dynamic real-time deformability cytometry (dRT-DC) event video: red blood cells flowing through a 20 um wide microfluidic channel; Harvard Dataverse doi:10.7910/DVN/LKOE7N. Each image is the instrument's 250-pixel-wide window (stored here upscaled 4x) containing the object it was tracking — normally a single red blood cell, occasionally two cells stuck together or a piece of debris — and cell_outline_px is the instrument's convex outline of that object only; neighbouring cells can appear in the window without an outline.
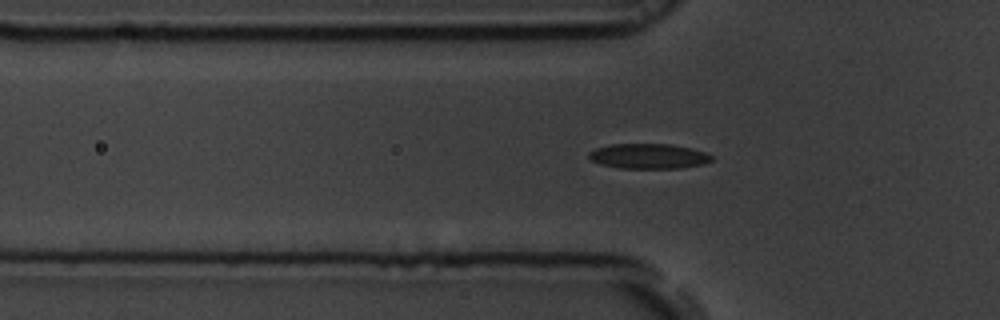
{"species": "common noctule bat (a hibernating species)", "species_latin": "Nyctalus noctula", "temperature_condition": "room temperature", "stored_images_in_passage": 43, "camera_frame_rate_fps": 3000, "um_per_image_px": 0.085, "animal": {"sex": "male", "body_mass_g": 19.5, "forearm_length_mm": 54.6}, "frame": {"image": 1, "passage_image": 12, "time_ms": 3.667, "image_size_px": [1000, 320], "cell_outline_px": [[712, 160], [704, 164], [680, 168], [620, 168], [600, 164], [592, 160], [588, 156], [588, 152], [596, 148], [608, 144], [668, 144], [688, 148], [704, 152], [712, 156]], "centroid_in_image_um": [55.09, 13.28], "position_along_channel_um": 70.7, "area_um2": 17.8}}
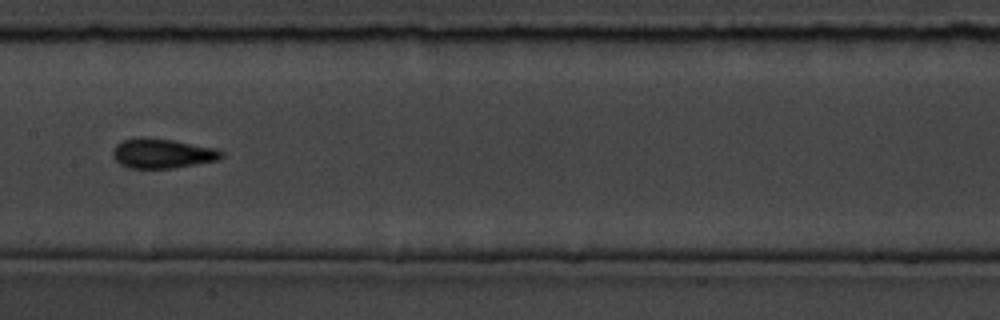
{"frame": {"image": 2, "passage_image": 22, "time_ms": 7.0, "image_size_px": [1000, 320], "cell_outline_px": [[224, 156], [216, 160], [176, 168], [128, 168], [120, 164], [112, 156], [112, 148], [116, 144], [124, 140], [140, 136], [144, 136], [172, 140], [216, 148], [224, 152]], "centroid_in_image_um": [13.77, 13.03], "position_along_channel_um": 193.6, "area_um2": 18.96}}
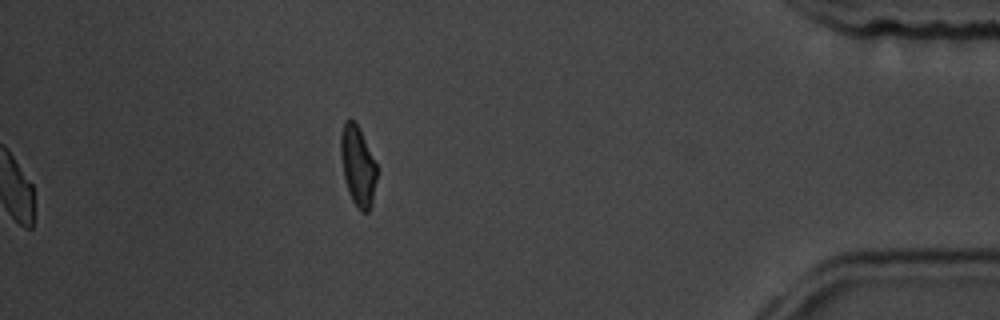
{"frame": {"image": 3, "passage_image": 43, "time_ms": 14.0, "image_size_px": [1000, 320], "cell_outline_px": [[376, 180], [372, 204], [368, 212], [360, 212], [352, 200], [344, 176], [340, 156], [340, 136], [344, 120], [352, 120], [356, 124], [376, 164]], "centroid_in_image_um": [30.39, 14.13], "position_along_channel_um": 404.8, "area_um2": 16.42}, "authors_computed_cell_mechanics": {"area_um2": 17.5712, "velocity_mm_per_s": 3.6808, "shape_relaxation_time_tau1_ms": 3.2878, "shape_relaxation_time_tau2_ms": 1.316, "deformation_change_tau1": 0.1305, "deformation_change_tau2": 0.0659}}